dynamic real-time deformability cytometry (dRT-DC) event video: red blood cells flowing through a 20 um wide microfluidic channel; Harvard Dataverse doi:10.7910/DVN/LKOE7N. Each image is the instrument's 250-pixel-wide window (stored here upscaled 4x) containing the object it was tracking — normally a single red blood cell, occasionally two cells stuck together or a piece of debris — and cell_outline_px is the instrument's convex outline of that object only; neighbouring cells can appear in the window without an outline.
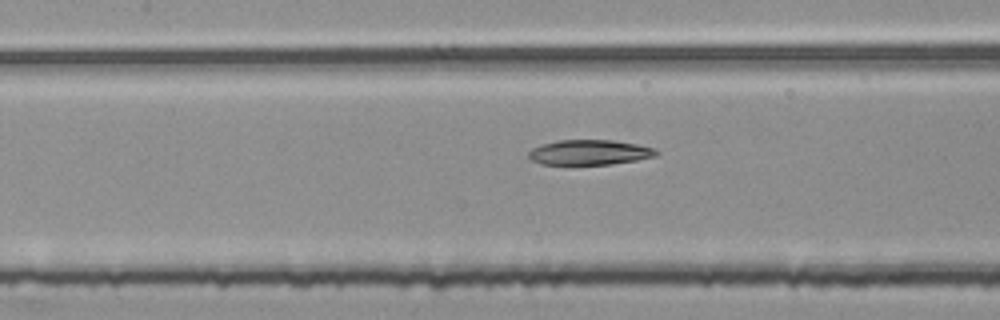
{"species": "common noctule bat (a hibernating species)", "species_latin": "Nyctalus noctula", "temperature_condition": "room temperature", "stored_images_in_passage": 16, "camera_frame_rate_fps": 3000, "um_per_image_px": 0.085, "animal": {"sex": "female", "body_mass_g": 25.1}, "frame": {"image": 1, "passage_image": 14, "time_ms": 4.333, "image_size_px": [1000, 320], "cell_outline_px": [[660, 152], [656, 156], [636, 160], [612, 164], [540, 164], [532, 160], [528, 156], [528, 152], [532, 148], [540, 144], [556, 140], [612, 140], [636, 144], [656, 148]], "centroid_in_image_um": [50.11, 12.94], "position_along_channel_um": 157.3, "area_um2": 18.73}}